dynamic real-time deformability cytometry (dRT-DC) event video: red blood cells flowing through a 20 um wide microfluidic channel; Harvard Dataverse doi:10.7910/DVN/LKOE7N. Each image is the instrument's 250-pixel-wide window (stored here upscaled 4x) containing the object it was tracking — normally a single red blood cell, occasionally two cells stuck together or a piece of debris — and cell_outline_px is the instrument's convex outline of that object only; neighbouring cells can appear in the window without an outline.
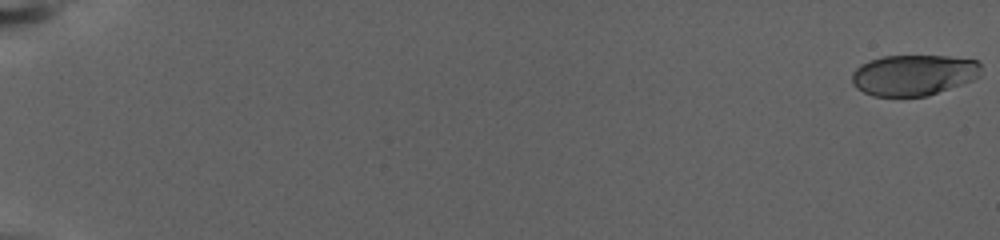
{"species": "human", "species_latin": "Homo sapiens", "temperature_condition": "warm", "stored_images_in_passage": 77, "camera_frame_rate_fps": 3000, "um_per_image_px": 0.085, "donor": {"sex": "female"}, "frame": {"image": 1, "passage_image": 1, "time_ms": 0.0, "image_size_px": [1000, 240], "cell_outline_px": [[980, 76], [972, 80], [928, 96], [872, 96], [856, 88], [852, 84], [852, 72], [860, 64], [868, 60], [884, 56], [948, 56], [976, 60], [980, 64]], "centroid_in_image_um": [77.62, 6.37], "position_along_channel_um": 7.4, "area_um2": 30.81}}
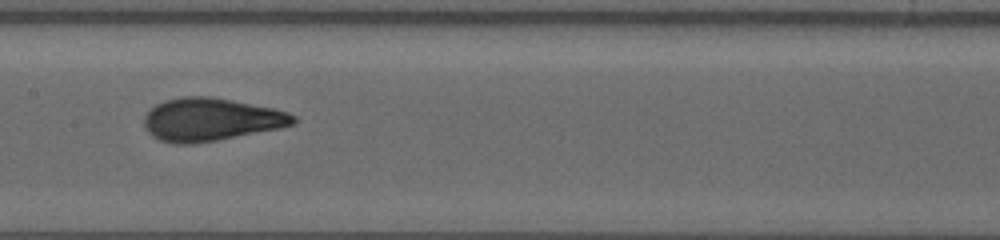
{"frame": {"image": 2, "passage_image": 43, "time_ms": 14.0, "image_size_px": [1000, 240], "cell_outline_px": [[296, 120], [292, 124], [280, 128], [216, 140], [192, 144], [176, 144], [160, 140], [152, 136], [148, 132], [144, 124], [144, 116], [156, 104], [164, 100], [180, 96], [212, 96], [272, 108], [288, 112], [296, 116]], "centroid_in_image_um": [17.89, 10.15], "position_along_channel_um": 189.5, "area_um2": 37.17}}
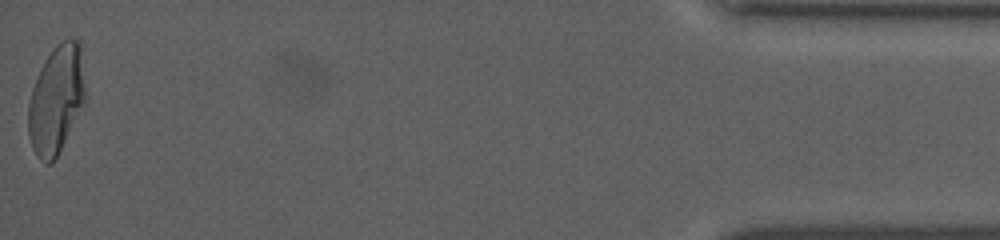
{"frame": {"image": 3, "passage_image": 77, "time_ms": 25.333, "image_size_px": [1000, 240], "cell_outline_px": [[88, 96], [84, 104], [56, 156], [48, 164], [44, 164], [36, 156], [32, 148], [28, 132], [28, 104], [32, 88], [40, 68], [44, 60], [56, 44], [60, 40], [68, 36], [80, 40]], "centroid_in_image_um": [4.81, 8.37], "position_along_channel_um": 430.4, "area_um2": 36.59}, "authors_computed_cell_mechanics": {"area_um2": 34.9112, "velocity_mm_per_s": 2.8382, "shape_relaxation_time_tau1_ms": 7.2778, "shape_relaxation_time_tau2_ms": null, "deformation_change_tau1": 0.2343, "deformation_change_tau2": null}}